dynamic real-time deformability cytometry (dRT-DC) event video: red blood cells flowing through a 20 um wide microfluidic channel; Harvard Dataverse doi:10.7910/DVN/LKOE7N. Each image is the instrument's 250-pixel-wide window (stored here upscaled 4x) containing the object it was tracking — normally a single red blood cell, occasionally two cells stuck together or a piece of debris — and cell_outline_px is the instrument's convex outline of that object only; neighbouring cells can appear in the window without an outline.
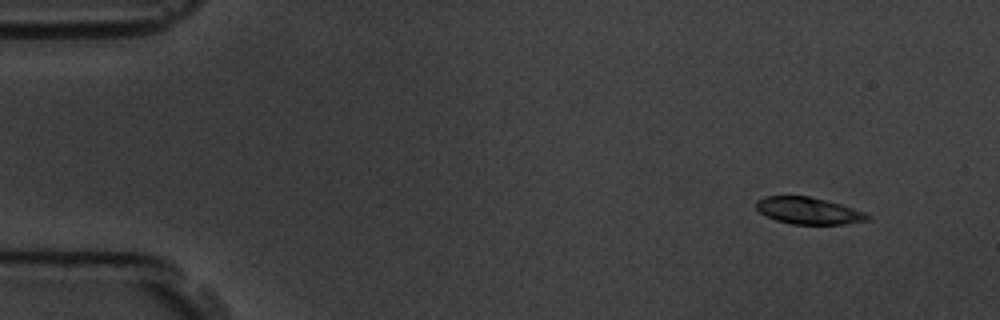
{"species": "common noctule bat (a hibernating species)", "species_latin": "Nyctalus noctula", "temperature_condition": "room temperature", "stored_images_in_passage": 5, "camera_frame_rate_fps": 3000, "um_per_image_px": 0.085, "animal": {"sex": "male", "body_mass_g": 19.5, "forearm_length_mm": 54.6}, "frame": {"image": 1, "passage_image": 1, "time_ms": 0.0, "image_size_px": [1000, 320], "cell_outline_px": [[872, 216], [868, 220], [844, 224], [792, 224], [776, 220], [760, 212], [756, 208], [756, 200], [764, 196], [808, 196], [840, 204], [864, 212]], "centroid_in_image_um": [68.71, 17.91], "position_along_channel_um": 16.3, "area_um2": 17.22}}
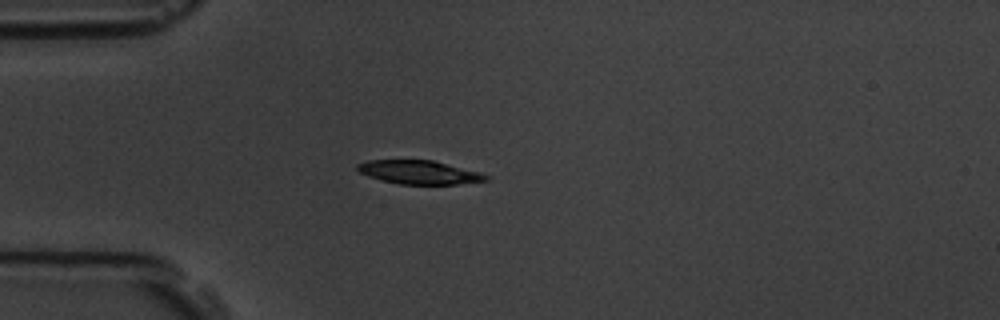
{"frame": {"image": 2, "passage_image": 4, "time_ms": 3.333, "image_size_px": [1000, 320], "cell_outline_px": [[488, 180], [456, 184], [400, 184], [368, 176], [360, 172], [356, 168], [356, 164], [368, 160], [432, 160], [480, 172], [488, 176]], "centroid_in_image_um": [35.61, 14.63], "position_along_channel_um": 49.4, "area_um2": 17.46}}